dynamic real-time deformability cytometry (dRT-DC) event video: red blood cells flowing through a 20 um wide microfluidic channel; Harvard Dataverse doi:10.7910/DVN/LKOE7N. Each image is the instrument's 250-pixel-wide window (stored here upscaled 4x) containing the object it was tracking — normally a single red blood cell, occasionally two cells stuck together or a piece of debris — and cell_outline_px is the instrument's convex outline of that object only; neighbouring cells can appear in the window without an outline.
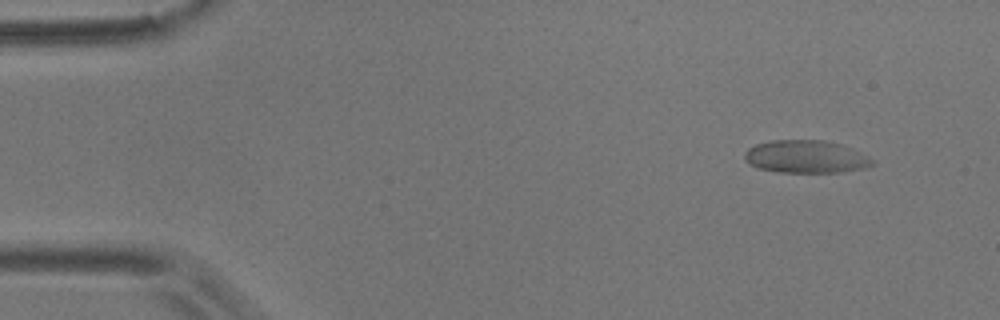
{"species": "common noctule bat (a hibernating species)", "species_latin": "Nyctalus noctula", "temperature_condition": "room temperature", "stored_images_in_passage": 4, "camera_frame_rate_fps": 3000, "um_per_image_px": 0.085, "animal": {"sex": "male", "body_mass_g": 17.9}, "frame": {"image": 1, "passage_image": 1, "time_ms": 0.0, "image_size_px": [1000, 320], "cell_outline_px": [[876, 164], [864, 168], [844, 172], [776, 172], [756, 168], [748, 164], [744, 160], [744, 152], [748, 148], [756, 144], [772, 140], [824, 140], [840, 144], [868, 156]], "centroid_in_image_um": [68.45, 13.33], "position_along_channel_um": 16.5, "area_um2": 24.51}}